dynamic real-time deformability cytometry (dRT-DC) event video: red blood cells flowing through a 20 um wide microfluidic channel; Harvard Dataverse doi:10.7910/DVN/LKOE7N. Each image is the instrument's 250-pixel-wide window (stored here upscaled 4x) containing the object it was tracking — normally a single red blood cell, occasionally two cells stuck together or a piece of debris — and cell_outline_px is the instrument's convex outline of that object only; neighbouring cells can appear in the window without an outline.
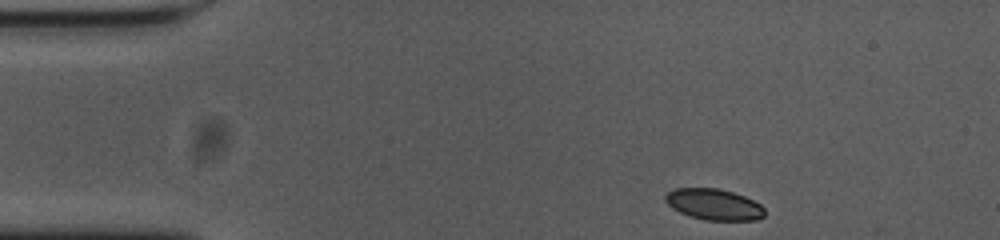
{"species": "common noctule bat (a hibernating species)", "species_latin": "Nyctalus noctula", "temperature_condition": "cold", "stored_images_in_passage": 48, "camera_frame_rate_fps": 3000, "um_per_image_px": 0.085, "animal": {"sex": "female", "body_mass_g": 23.0, "forearm_length_mm": 53.4}, "frame": {"image": 1, "passage_image": 1, "time_ms": 0.0, "image_size_px": [1000, 240], "cell_outline_px": [[764, 216], [756, 220], [704, 220], [688, 216], [672, 208], [664, 200], [664, 196], [672, 188], [720, 188], [744, 196], [760, 204], [764, 208]], "centroid_in_image_um": [60.65, 17.37], "position_along_channel_um": 24.3, "area_um2": 18.09}}
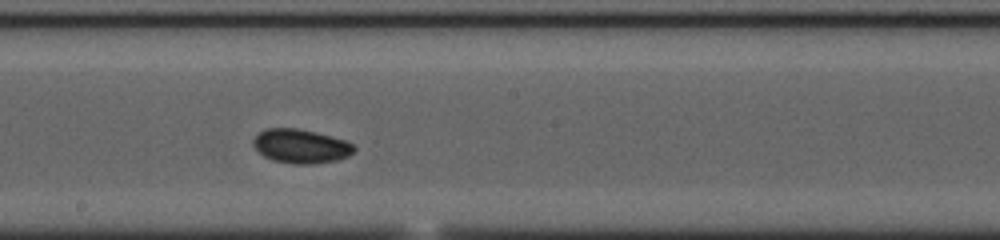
{"frame": {"image": 2, "passage_image": 23, "time_ms": 7.333, "image_size_px": [1000, 240], "cell_outline_px": [[356, 148], [348, 156], [336, 160], [312, 164], [292, 164], [272, 160], [264, 156], [252, 144], [252, 140], [264, 128], [296, 128], [316, 132], [332, 136], [344, 140], [352, 144]], "centroid_in_image_um": [25.55, 12.42], "position_along_channel_um": 222.6, "area_um2": 19.94}}
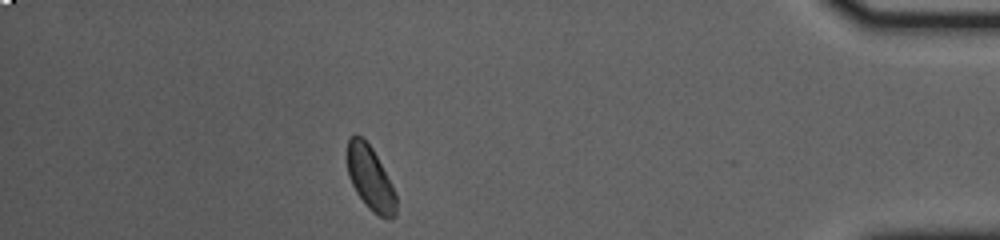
{"frame": {"image": 3, "passage_image": 42, "time_ms": 13.667, "image_size_px": [1000, 240], "cell_outline_px": [[396, 216], [392, 220], [388, 220], [372, 212], [364, 204], [356, 192], [348, 176], [348, 140], [356, 132], [372, 148], [396, 196]], "centroid_in_image_um": [31.46, 15.21], "position_along_channel_um": 403.7, "area_um2": 17.86}, "authors_computed_cell_mechanics": {"area_um2": 18.9006, "velocity_mm_per_s": 3.6441, "shape_relaxation_time_tau1_ms": null, "shape_relaxation_time_tau2_ms": 5.8432, "deformation_change_tau1": null, "deformation_change_tau2": 0.0638}}